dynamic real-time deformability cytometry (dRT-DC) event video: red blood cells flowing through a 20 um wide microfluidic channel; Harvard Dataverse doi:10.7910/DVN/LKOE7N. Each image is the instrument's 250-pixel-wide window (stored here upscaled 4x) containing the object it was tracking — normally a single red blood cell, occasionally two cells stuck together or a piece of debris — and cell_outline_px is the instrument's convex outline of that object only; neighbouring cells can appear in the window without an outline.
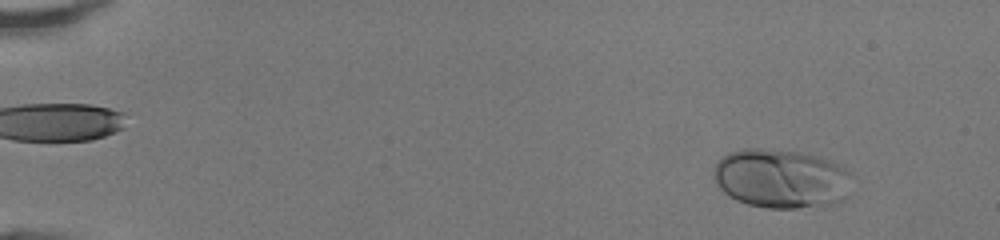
{"species": "human", "species_latin": "Homo sapiens", "temperature_condition": "room temperature", "stored_images_in_passage": 49, "camera_frame_rate_fps": 3000, "um_per_image_px": 0.085, "donor": {"sex": "female"}, "frame": {"image": 1, "passage_image": 5, "time_ms": 1.333, "image_size_px": [1000, 240], "cell_outline_px": [[852, 172], [844, 200], [832, 204], [796, 208], [768, 208], [748, 204], [736, 200], [728, 196], [716, 184], [716, 160], [728, 152], [744, 148], [760, 148], [800, 152], [820, 156], [844, 164]], "centroid_in_image_um": [66.43, 15.16], "position_along_channel_um": 18.6, "area_um2": 48.09}}
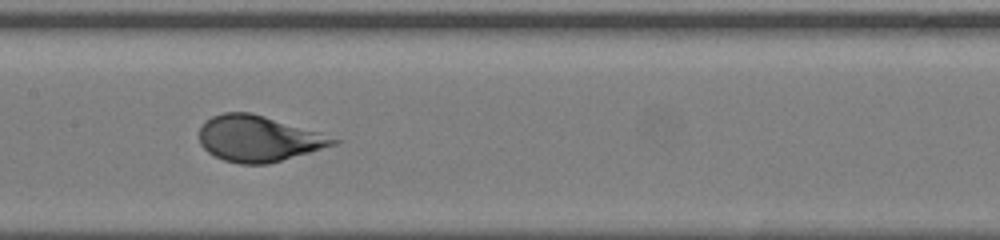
{"frame": {"image": 2, "passage_image": 26, "time_ms": 8.333, "image_size_px": [1000, 240], "cell_outline_px": [[344, 140], [336, 144], [268, 164], [240, 164], [224, 160], [208, 152], [200, 144], [200, 128], [204, 120], [212, 116], [224, 112], [252, 112], [320, 132]], "centroid_in_image_um": [21.97, 11.77], "position_along_channel_um": 185.4, "area_um2": 35.89}}
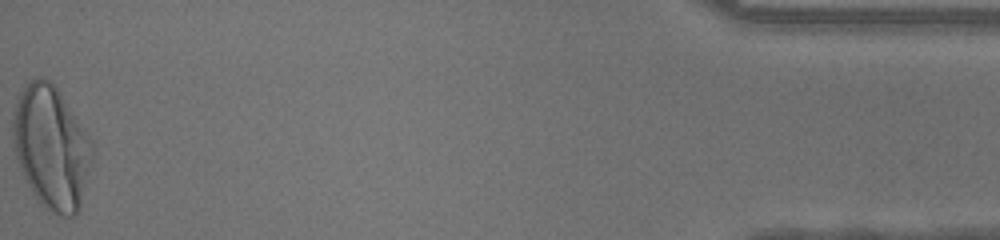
{"frame": {"image": 3, "passage_image": 49, "time_ms": 16.0, "image_size_px": [1000, 240], "cell_outline_px": [[92, 160], [80, 208], [72, 216], [64, 216], [44, 208], [40, 204], [32, 192], [20, 168], [12, 144], [12, 120], [16, 100], [20, 92], [36, 76], [44, 76], [56, 88], [84, 128], [92, 140]], "centroid_in_image_um": [4.35, 12.53], "position_along_channel_um": 430.9, "area_um2": 56.59}}